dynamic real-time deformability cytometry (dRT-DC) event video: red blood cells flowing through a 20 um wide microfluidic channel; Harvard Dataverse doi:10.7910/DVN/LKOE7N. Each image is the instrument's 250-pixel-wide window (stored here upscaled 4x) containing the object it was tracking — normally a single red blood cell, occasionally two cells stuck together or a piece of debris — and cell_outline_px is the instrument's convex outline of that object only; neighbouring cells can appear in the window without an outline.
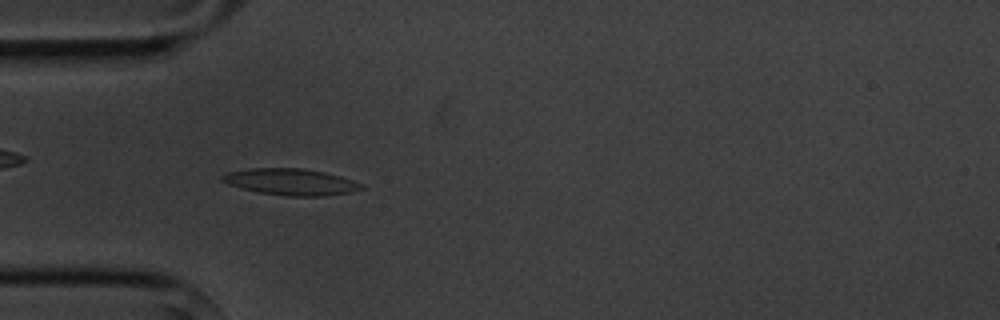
{"species": "common noctule bat (a hibernating species)", "species_latin": "Nyctalus noctula", "temperature_condition": "cold", "stored_images_in_passage": 13, "camera_frame_rate_fps": 3000, "um_per_image_px": 0.085, "animal": {"sex": "male", "body_mass_g": 20.1, "forearm_length_mm": 53.5}, "frame": {"image": 1, "passage_image": 3, "time_ms": 2.333, "image_size_px": [1000, 320], "cell_outline_px": [[364, 188], [352, 192], [324, 196], [288, 196], [260, 192], [240, 188], [228, 184], [220, 180], [220, 176], [228, 172], [248, 168], [300, 168], [324, 172], [340, 176], [364, 184]], "centroid_in_image_um": [24.71, 15.46], "position_along_channel_um": 60.3, "area_um2": 21.5}}
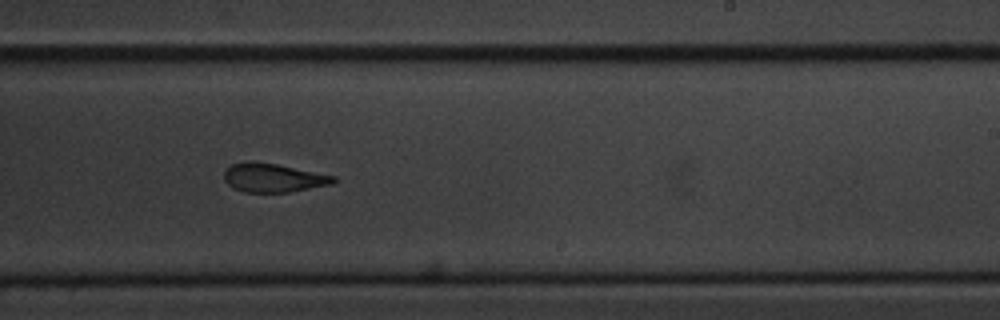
{"frame": {"image": 2, "passage_image": 8, "time_ms": 8.0, "image_size_px": [1000, 320], "cell_outline_px": [[336, 180], [332, 184], [288, 192], [244, 192], [232, 188], [224, 180], [224, 172], [232, 164], [244, 160], [252, 160], [276, 164], [336, 176]], "centroid_in_image_um": [23.18, 15.1], "position_along_channel_um": 265.8, "area_um2": 18.38}}
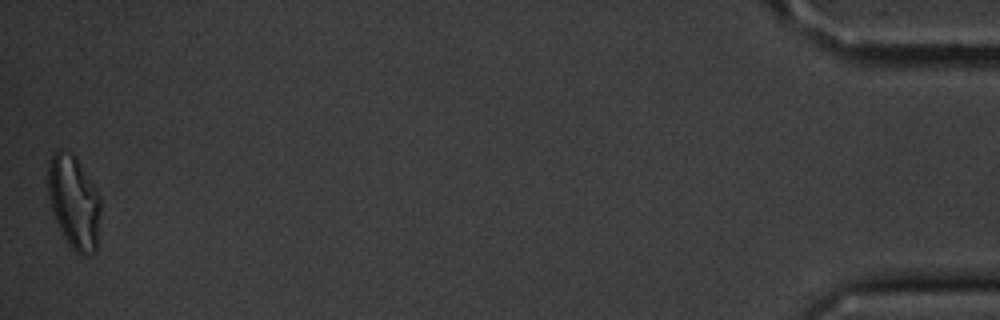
{"frame": {"image": 3, "passage_image": 13, "time_ms": 15.0, "image_size_px": [1000, 320], "cell_outline_px": [[100, 212], [96, 248], [88, 256], [84, 256], [76, 252], [68, 244], [56, 220], [48, 196], [48, 164], [52, 156], [60, 148], [72, 152], [76, 156], [100, 196]], "centroid_in_image_um": [6.29, 17.15], "position_along_channel_um": 428.9, "area_um2": 28.38}, "authors_computed_cell_mechanics": {"area_um2": 20.0566, "velocity_mm_per_s": 3.6448, "shape_relaxation_time_tau1_ms": 1.9292, "shape_relaxation_time_tau2_ms": null, "deformation_change_tau1": 0.1078, "deformation_change_tau2": null}}